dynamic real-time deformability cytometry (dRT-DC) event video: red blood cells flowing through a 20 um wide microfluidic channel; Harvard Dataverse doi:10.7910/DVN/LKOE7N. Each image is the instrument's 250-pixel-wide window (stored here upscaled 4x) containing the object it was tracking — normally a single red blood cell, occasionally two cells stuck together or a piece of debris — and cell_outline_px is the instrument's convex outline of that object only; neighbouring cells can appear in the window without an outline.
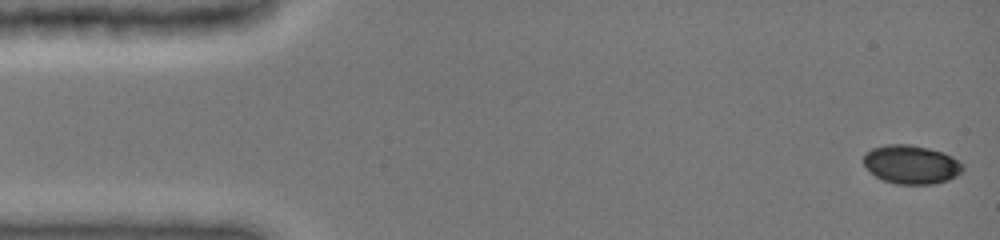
{"species": "common noctule bat (a hibernating species)", "species_latin": "Nyctalus noctula", "temperature_condition": "cold", "stored_images_in_passage": 21, "camera_frame_rate_fps": 3000, "um_per_image_px": 0.085, "animal": {"sex": "female", "body_mass_g": 19.0, "forearm_length_mm": 51.5}, "frame": {"image": 1, "passage_image": 1, "time_ms": 0.0, "image_size_px": [1000, 240], "cell_outline_px": [[964, 168], [956, 176], [948, 180], [932, 184], [896, 184], [884, 180], [876, 176], [864, 164], [864, 152], [872, 148], [888, 144], [908, 144], [928, 148], [944, 152], [952, 156], [964, 164]], "centroid_in_image_um": [77.48, 13.97], "position_along_channel_um": 7.5, "area_um2": 22.37}}
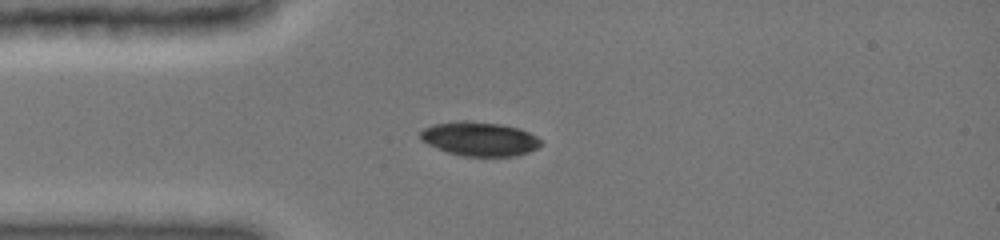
{"frame": {"image": 2, "passage_image": 14, "time_ms": 3.667, "image_size_px": [1000, 240], "cell_outline_px": [[544, 144], [528, 152], [516, 156], [460, 156], [448, 152], [428, 144], [420, 140], [420, 132], [424, 128], [432, 124], [456, 120], [464, 120], [500, 124], [516, 128], [528, 132], [536, 136]], "centroid_in_image_um": [40.73, 11.8], "position_along_channel_um": 44.3, "area_um2": 23.99}}
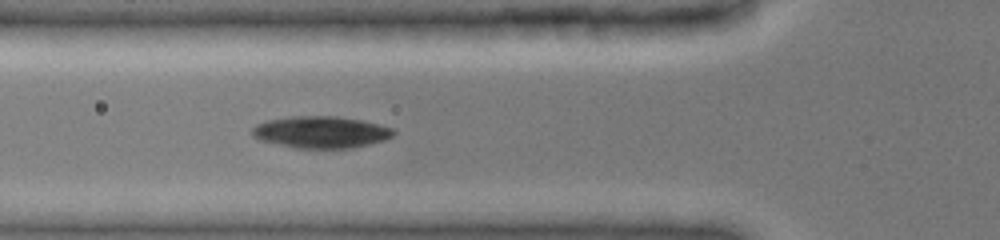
{"frame": {"image": 3, "passage_image": 20, "time_ms": 5.333, "image_size_px": [1000, 240], "cell_outline_px": [[396, 132], [392, 136], [384, 140], [352, 148], [292, 148], [260, 140], [252, 136], [252, 128], [256, 124], [264, 120], [288, 116], [336, 116], [364, 120], [380, 124], [392, 128]], "centroid_in_image_um": [27.25, 11.22], "position_along_channel_um": 98.5, "area_um2": 26.53}}